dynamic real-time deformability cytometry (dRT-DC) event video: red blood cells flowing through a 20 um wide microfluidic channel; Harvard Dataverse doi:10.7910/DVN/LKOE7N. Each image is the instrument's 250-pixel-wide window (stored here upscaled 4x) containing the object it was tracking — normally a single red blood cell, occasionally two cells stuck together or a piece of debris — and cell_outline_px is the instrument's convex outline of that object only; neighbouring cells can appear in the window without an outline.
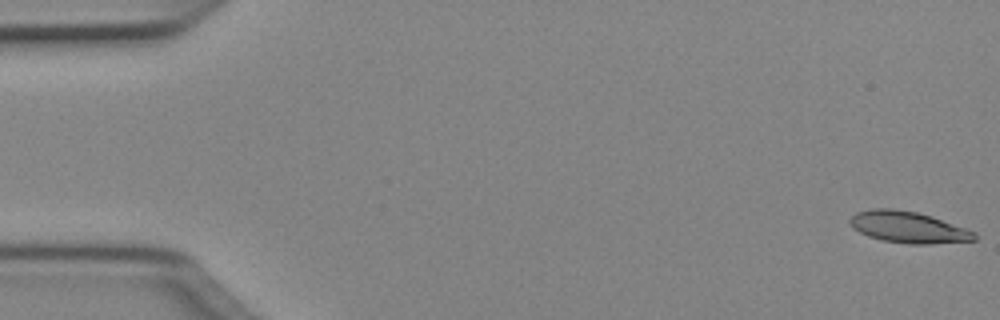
{"species": "Egyptian fruit bat (a non-hibernating species)", "species_latin": "Rousettus aegyptiacus", "temperature_condition": "cold", "stored_images_in_passage": 50, "camera_frame_rate_fps": 3000, "um_per_image_px": 0.085, "animal": {"sex": "female"}, "frame": {"image": 1, "passage_image": 1, "time_ms": 0.0, "image_size_px": [1000, 320], "cell_outline_px": [[976, 240], [928, 244], [908, 244], [884, 240], [868, 236], [852, 228], [848, 224], [848, 220], [856, 212], [872, 208], [892, 208], [916, 212], [932, 216], [976, 232]], "centroid_in_image_um": [77.17, 19.3], "position_along_channel_um": 7.8, "area_um2": 22.83}}
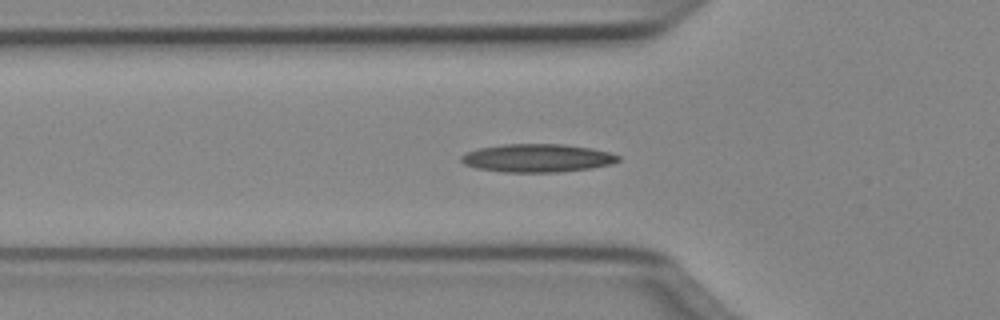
{"frame": {"image": 2, "passage_image": 17, "time_ms": 5.333, "image_size_px": [1000, 320], "cell_outline_px": [[620, 160], [612, 164], [592, 168], [560, 172], [504, 172], [476, 168], [464, 164], [460, 160], [460, 156], [468, 152], [480, 148], [504, 144], [564, 144], [592, 148], [608, 152], [620, 156]], "centroid_in_image_um": [45.69, 13.44], "position_along_channel_um": 80.1, "area_um2": 25.84}}
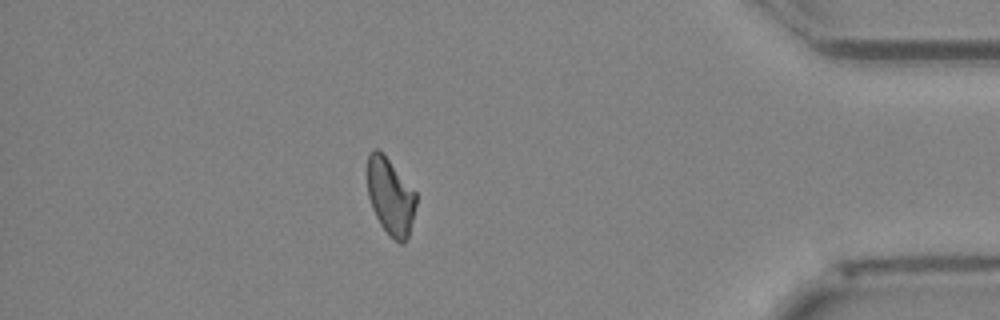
{"frame": {"image": 3, "passage_image": 44, "time_ms": 14.333, "image_size_px": [1000, 320], "cell_outline_px": [[416, 204], [408, 236], [404, 244], [400, 244], [380, 224], [372, 208], [368, 196], [368, 156], [372, 148], [376, 148], [388, 160], [416, 192]], "centroid_in_image_um": [33.18, 16.71], "position_along_channel_um": 402.0, "area_um2": 21.21}}